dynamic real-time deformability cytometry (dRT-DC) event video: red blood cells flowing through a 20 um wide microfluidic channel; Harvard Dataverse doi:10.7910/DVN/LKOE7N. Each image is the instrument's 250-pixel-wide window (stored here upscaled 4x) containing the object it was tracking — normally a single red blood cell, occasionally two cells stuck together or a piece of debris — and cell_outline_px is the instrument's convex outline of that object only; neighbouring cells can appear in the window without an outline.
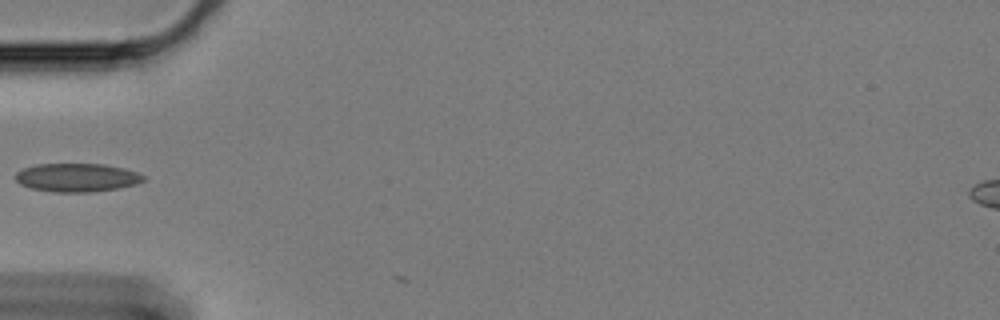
{"species": "Egyptian fruit bat (a non-hibernating species)", "species_latin": "Rousettus aegyptiacus", "temperature_condition": "cold", "stored_images_in_passage": 3, "camera_frame_rate_fps": 3000, "um_per_image_px": 0.085, "animal": {"sex": "female"}, "frame": {"image": 1, "passage_image": 1, "time_ms": 0.0, "image_size_px": [1000, 320], "cell_outline_px": [[144, 180], [136, 184], [120, 188], [92, 192], [52, 192], [32, 188], [20, 184], [16, 180], [16, 172], [24, 168], [36, 164], [104, 164], [124, 168], [136, 172], [144, 176]], "centroid_in_image_um": [6.54, 15.09], "position_along_channel_um": 78.5, "area_um2": 21.21}}